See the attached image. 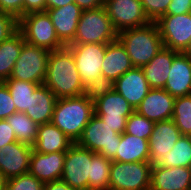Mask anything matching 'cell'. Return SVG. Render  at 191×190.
I'll list each match as a JSON object with an SVG mask.
<instances>
[{
  "mask_svg": "<svg viewBox=\"0 0 191 190\" xmlns=\"http://www.w3.org/2000/svg\"><path fill=\"white\" fill-rule=\"evenodd\" d=\"M44 85L57 99L84 94V84L68 46L50 52Z\"/></svg>",
  "mask_w": 191,
  "mask_h": 190,
  "instance_id": "cell-1",
  "label": "cell"
},
{
  "mask_svg": "<svg viewBox=\"0 0 191 190\" xmlns=\"http://www.w3.org/2000/svg\"><path fill=\"white\" fill-rule=\"evenodd\" d=\"M93 115L94 102L83 94L57 99L51 122L76 143Z\"/></svg>",
  "mask_w": 191,
  "mask_h": 190,
  "instance_id": "cell-2",
  "label": "cell"
},
{
  "mask_svg": "<svg viewBox=\"0 0 191 190\" xmlns=\"http://www.w3.org/2000/svg\"><path fill=\"white\" fill-rule=\"evenodd\" d=\"M117 38L125 47L134 67L145 66L163 47L162 38L155 22L126 29L118 33Z\"/></svg>",
  "mask_w": 191,
  "mask_h": 190,
  "instance_id": "cell-3",
  "label": "cell"
},
{
  "mask_svg": "<svg viewBox=\"0 0 191 190\" xmlns=\"http://www.w3.org/2000/svg\"><path fill=\"white\" fill-rule=\"evenodd\" d=\"M105 7L83 10L76 35L70 44L109 43L117 39Z\"/></svg>",
  "mask_w": 191,
  "mask_h": 190,
  "instance_id": "cell-4",
  "label": "cell"
},
{
  "mask_svg": "<svg viewBox=\"0 0 191 190\" xmlns=\"http://www.w3.org/2000/svg\"><path fill=\"white\" fill-rule=\"evenodd\" d=\"M18 30L25 42L54 51L65 45L59 40L53 23L45 12H32L18 20Z\"/></svg>",
  "mask_w": 191,
  "mask_h": 190,
  "instance_id": "cell-5",
  "label": "cell"
},
{
  "mask_svg": "<svg viewBox=\"0 0 191 190\" xmlns=\"http://www.w3.org/2000/svg\"><path fill=\"white\" fill-rule=\"evenodd\" d=\"M120 140L121 134L113 131V128L94 114L76 143L92 152L101 154L107 159L113 160L116 157Z\"/></svg>",
  "mask_w": 191,
  "mask_h": 190,
  "instance_id": "cell-6",
  "label": "cell"
},
{
  "mask_svg": "<svg viewBox=\"0 0 191 190\" xmlns=\"http://www.w3.org/2000/svg\"><path fill=\"white\" fill-rule=\"evenodd\" d=\"M50 52L46 48L24 42L10 78L44 84Z\"/></svg>",
  "mask_w": 191,
  "mask_h": 190,
  "instance_id": "cell-7",
  "label": "cell"
},
{
  "mask_svg": "<svg viewBox=\"0 0 191 190\" xmlns=\"http://www.w3.org/2000/svg\"><path fill=\"white\" fill-rule=\"evenodd\" d=\"M149 161L123 163L112 161L109 190H147L151 182Z\"/></svg>",
  "mask_w": 191,
  "mask_h": 190,
  "instance_id": "cell-8",
  "label": "cell"
},
{
  "mask_svg": "<svg viewBox=\"0 0 191 190\" xmlns=\"http://www.w3.org/2000/svg\"><path fill=\"white\" fill-rule=\"evenodd\" d=\"M163 47L177 52L191 51V13L161 16L156 22Z\"/></svg>",
  "mask_w": 191,
  "mask_h": 190,
  "instance_id": "cell-9",
  "label": "cell"
},
{
  "mask_svg": "<svg viewBox=\"0 0 191 190\" xmlns=\"http://www.w3.org/2000/svg\"><path fill=\"white\" fill-rule=\"evenodd\" d=\"M95 152L73 143L65 152L61 180L77 190H88V176Z\"/></svg>",
  "mask_w": 191,
  "mask_h": 190,
  "instance_id": "cell-10",
  "label": "cell"
},
{
  "mask_svg": "<svg viewBox=\"0 0 191 190\" xmlns=\"http://www.w3.org/2000/svg\"><path fill=\"white\" fill-rule=\"evenodd\" d=\"M134 111L129 102L115 90L94 101V114L118 134L125 132L127 118Z\"/></svg>",
  "mask_w": 191,
  "mask_h": 190,
  "instance_id": "cell-11",
  "label": "cell"
},
{
  "mask_svg": "<svg viewBox=\"0 0 191 190\" xmlns=\"http://www.w3.org/2000/svg\"><path fill=\"white\" fill-rule=\"evenodd\" d=\"M105 8L117 33L151 23L141 0H105Z\"/></svg>",
  "mask_w": 191,
  "mask_h": 190,
  "instance_id": "cell-12",
  "label": "cell"
},
{
  "mask_svg": "<svg viewBox=\"0 0 191 190\" xmlns=\"http://www.w3.org/2000/svg\"><path fill=\"white\" fill-rule=\"evenodd\" d=\"M76 63L84 87L102 75V61L107 43L69 44L67 45Z\"/></svg>",
  "mask_w": 191,
  "mask_h": 190,
  "instance_id": "cell-13",
  "label": "cell"
},
{
  "mask_svg": "<svg viewBox=\"0 0 191 190\" xmlns=\"http://www.w3.org/2000/svg\"><path fill=\"white\" fill-rule=\"evenodd\" d=\"M181 135L172 119L155 122L149 139V163L151 168L164 167V156L172 149Z\"/></svg>",
  "mask_w": 191,
  "mask_h": 190,
  "instance_id": "cell-14",
  "label": "cell"
},
{
  "mask_svg": "<svg viewBox=\"0 0 191 190\" xmlns=\"http://www.w3.org/2000/svg\"><path fill=\"white\" fill-rule=\"evenodd\" d=\"M32 151L31 145L18 141L5 145L0 149V171L7 179L29 173Z\"/></svg>",
  "mask_w": 191,
  "mask_h": 190,
  "instance_id": "cell-15",
  "label": "cell"
},
{
  "mask_svg": "<svg viewBox=\"0 0 191 190\" xmlns=\"http://www.w3.org/2000/svg\"><path fill=\"white\" fill-rule=\"evenodd\" d=\"M175 97L165 89L151 88L135 111L150 121L160 122L172 119Z\"/></svg>",
  "mask_w": 191,
  "mask_h": 190,
  "instance_id": "cell-16",
  "label": "cell"
},
{
  "mask_svg": "<svg viewBox=\"0 0 191 190\" xmlns=\"http://www.w3.org/2000/svg\"><path fill=\"white\" fill-rule=\"evenodd\" d=\"M65 152L40 153L33 149L29 173L43 183L60 180L64 170Z\"/></svg>",
  "mask_w": 191,
  "mask_h": 190,
  "instance_id": "cell-17",
  "label": "cell"
},
{
  "mask_svg": "<svg viewBox=\"0 0 191 190\" xmlns=\"http://www.w3.org/2000/svg\"><path fill=\"white\" fill-rule=\"evenodd\" d=\"M82 11L75 2L64 5L63 7L46 9L59 40L65 46L69 45L76 35L77 25Z\"/></svg>",
  "mask_w": 191,
  "mask_h": 190,
  "instance_id": "cell-18",
  "label": "cell"
},
{
  "mask_svg": "<svg viewBox=\"0 0 191 190\" xmlns=\"http://www.w3.org/2000/svg\"><path fill=\"white\" fill-rule=\"evenodd\" d=\"M142 68L133 67L115 81L114 90L136 109L150 91Z\"/></svg>",
  "mask_w": 191,
  "mask_h": 190,
  "instance_id": "cell-19",
  "label": "cell"
},
{
  "mask_svg": "<svg viewBox=\"0 0 191 190\" xmlns=\"http://www.w3.org/2000/svg\"><path fill=\"white\" fill-rule=\"evenodd\" d=\"M164 89L173 97L191 95V57L179 52L173 59Z\"/></svg>",
  "mask_w": 191,
  "mask_h": 190,
  "instance_id": "cell-20",
  "label": "cell"
},
{
  "mask_svg": "<svg viewBox=\"0 0 191 190\" xmlns=\"http://www.w3.org/2000/svg\"><path fill=\"white\" fill-rule=\"evenodd\" d=\"M150 188H152L153 190H190L191 168H152Z\"/></svg>",
  "mask_w": 191,
  "mask_h": 190,
  "instance_id": "cell-21",
  "label": "cell"
},
{
  "mask_svg": "<svg viewBox=\"0 0 191 190\" xmlns=\"http://www.w3.org/2000/svg\"><path fill=\"white\" fill-rule=\"evenodd\" d=\"M56 102L55 94L44 84L39 85L30 94L29 107L24 113L38 125L50 123Z\"/></svg>",
  "mask_w": 191,
  "mask_h": 190,
  "instance_id": "cell-22",
  "label": "cell"
},
{
  "mask_svg": "<svg viewBox=\"0 0 191 190\" xmlns=\"http://www.w3.org/2000/svg\"><path fill=\"white\" fill-rule=\"evenodd\" d=\"M179 52L162 47L160 51L142 67L150 88L164 89L174 57Z\"/></svg>",
  "mask_w": 191,
  "mask_h": 190,
  "instance_id": "cell-23",
  "label": "cell"
},
{
  "mask_svg": "<svg viewBox=\"0 0 191 190\" xmlns=\"http://www.w3.org/2000/svg\"><path fill=\"white\" fill-rule=\"evenodd\" d=\"M133 67L125 47L118 38L107 43L106 53L101 68L103 76L116 81L126 71Z\"/></svg>",
  "mask_w": 191,
  "mask_h": 190,
  "instance_id": "cell-24",
  "label": "cell"
},
{
  "mask_svg": "<svg viewBox=\"0 0 191 190\" xmlns=\"http://www.w3.org/2000/svg\"><path fill=\"white\" fill-rule=\"evenodd\" d=\"M74 142L52 122L38 127L33 149L40 153L66 152Z\"/></svg>",
  "mask_w": 191,
  "mask_h": 190,
  "instance_id": "cell-25",
  "label": "cell"
},
{
  "mask_svg": "<svg viewBox=\"0 0 191 190\" xmlns=\"http://www.w3.org/2000/svg\"><path fill=\"white\" fill-rule=\"evenodd\" d=\"M112 161L123 163L149 161V140L124 132L121 134L116 157Z\"/></svg>",
  "mask_w": 191,
  "mask_h": 190,
  "instance_id": "cell-26",
  "label": "cell"
},
{
  "mask_svg": "<svg viewBox=\"0 0 191 190\" xmlns=\"http://www.w3.org/2000/svg\"><path fill=\"white\" fill-rule=\"evenodd\" d=\"M24 42V37L18 30L8 40L0 43V82L10 78Z\"/></svg>",
  "mask_w": 191,
  "mask_h": 190,
  "instance_id": "cell-27",
  "label": "cell"
},
{
  "mask_svg": "<svg viewBox=\"0 0 191 190\" xmlns=\"http://www.w3.org/2000/svg\"><path fill=\"white\" fill-rule=\"evenodd\" d=\"M15 132L18 142L33 146L37 138L39 125L32 121L24 112H15L6 118Z\"/></svg>",
  "mask_w": 191,
  "mask_h": 190,
  "instance_id": "cell-28",
  "label": "cell"
},
{
  "mask_svg": "<svg viewBox=\"0 0 191 190\" xmlns=\"http://www.w3.org/2000/svg\"><path fill=\"white\" fill-rule=\"evenodd\" d=\"M112 160L95 153L91 160L88 190H109L110 165Z\"/></svg>",
  "mask_w": 191,
  "mask_h": 190,
  "instance_id": "cell-29",
  "label": "cell"
},
{
  "mask_svg": "<svg viewBox=\"0 0 191 190\" xmlns=\"http://www.w3.org/2000/svg\"><path fill=\"white\" fill-rule=\"evenodd\" d=\"M164 157V167L191 168V136L181 135Z\"/></svg>",
  "mask_w": 191,
  "mask_h": 190,
  "instance_id": "cell-30",
  "label": "cell"
},
{
  "mask_svg": "<svg viewBox=\"0 0 191 190\" xmlns=\"http://www.w3.org/2000/svg\"><path fill=\"white\" fill-rule=\"evenodd\" d=\"M7 86L17 112H25L29 107L30 94L39 86V84L8 78L3 81Z\"/></svg>",
  "mask_w": 191,
  "mask_h": 190,
  "instance_id": "cell-31",
  "label": "cell"
},
{
  "mask_svg": "<svg viewBox=\"0 0 191 190\" xmlns=\"http://www.w3.org/2000/svg\"><path fill=\"white\" fill-rule=\"evenodd\" d=\"M172 120L182 135L191 136V95L175 97Z\"/></svg>",
  "mask_w": 191,
  "mask_h": 190,
  "instance_id": "cell-32",
  "label": "cell"
},
{
  "mask_svg": "<svg viewBox=\"0 0 191 190\" xmlns=\"http://www.w3.org/2000/svg\"><path fill=\"white\" fill-rule=\"evenodd\" d=\"M155 122L134 111L126 121L125 133L143 139H150Z\"/></svg>",
  "mask_w": 191,
  "mask_h": 190,
  "instance_id": "cell-33",
  "label": "cell"
},
{
  "mask_svg": "<svg viewBox=\"0 0 191 190\" xmlns=\"http://www.w3.org/2000/svg\"><path fill=\"white\" fill-rule=\"evenodd\" d=\"M114 85L115 81L101 75L84 87V95L94 102L99 97L114 91Z\"/></svg>",
  "mask_w": 191,
  "mask_h": 190,
  "instance_id": "cell-34",
  "label": "cell"
},
{
  "mask_svg": "<svg viewBox=\"0 0 191 190\" xmlns=\"http://www.w3.org/2000/svg\"><path fill=\"white\" fill-rule=\"evenodd\" d=\"M6 190H44V183L26 173L7 179Z\"/></svg>",
  "mask_w": 191,
  "mask_h": 190,
  "instance_id": "cell-35",
  "label": "cell"
},
{
  "mask_svg": "<svg viewBox=\"0 0 191 190\" xmlns=\"http://www.w3.org/2000/svg\"><path fill=\"white\" fill-rule=\"evenodd\" d=\"M171 0H141L143 9L151 22H156L165 15Z\"/></svg>",
  "mask_w": 191,
  "mask_h": 190,
  "instance_id": "cell-36",
  "label": "cell"
},
{
  "mask_svg": "<svg viewBox=\"0 0 191 190\" xmlns=\"http://www.w3.org/2000/svg\"><path fill=\"white\" fill-rule=\"evenodd\" d=\"M18 31V19L12 14L0 12V43Z\"/></svg>",
  "mask_w": 191,
  "mask_h": 190,
  "instance_id": "cell-37",
  "label": "cell"
},
{
  "mask_svg": "<svg viewBox=\"0 0 191 190\" xmlns=\"http://www.w3.org/2000/svg\"><path fill=\"white\" fill-rule=\"evenodd\" d=\"M17 112L11 94L7 86L0 82V120H4Z\"/></svg>",
  "mask_w": 191,
  "mask_h": 190,
  "instance_id": "cell-38",
  "label": "cell"
},
{
  "mask_svg": "<svg viewBox=\"0 0 191 190\" xmlns=\"http://www.w3.org/2000/svg\"><path fill=\"white\" fill-rule=\"evenodd\" d=\"M24 0H0V12L15 16L18 20L23 16Z\"/></svg>",
  "mask_w": 191,
  "mask_h": 190,
  "instance_id": "cell-39",
  "label": "cell"
},
{
  "mask_svg": "<svg viewBox=\"0 0 191 190\" xmlns=\"http://www.w3.org/2000/svg\"><path fill=\"white\" fill-rule=\"evenodd\" d=\"M15 141L17 139L14 130L11 128V124L6 119L0 120V149Z\"/></svg>",
  "mask_w": 191,
  "mask_h": 190,
  "instance_id": "cell-40",
  "label": "cell"
},
{
  "mask_svg": "<svg viewBox=\"0 0 191 190\" xmlns=\"http://www.w3.org/2000/svg\"><path fill=\"white\" fill-rule=\"evenodd\" d=\"M191 13V0H171L166 14L179 15Z\"/></svg>",
  "mask_w": 191,
  "mask_h": 190,
  "instance_id": "cell-41",
  "label": "cell"
},
{
  "mask_svg": "<svg viewBox=\"0 0 191 190\" xmlns=\"http://www.w3.org/2000/svg\"><path fill=\"white\" fill-rule=\"evenodd\" d=\"M46 0H24L23 1V15L32 12H45Z\"/></svg>",
  "mask_w": 191,
  "mask_h": 190,
  "instance_id": "cell-42",
  "label": "cell"
},
{
  "mask_svg": "<svg viewBox=\"0 0 191 190\" xmlns=\"http://www.w3.org/2000/svg\"><path fill=\"white\" fill-rule=\"evenodd\" d=\"M82 10L105 7V0H74Z\"/></svg>",
  "mask_w": 191,
  "mask_h": 190,
  "instance_id": "cell-43",
  "label": "cell"
},
{
  "mask_svg": "<svg viewBox=\"0 0 191 190\" xmlns=\"http://www.w3.org/2000/svg\"><path fill=\"white\" fill-rule=\"evenodd\" d=\"M44 190H77V189L72 188L66 182L60 179L44 183Z\"/></svg>",
  "mask_w": 191,
  "mask_h": 190,
  "instance_id": "cell-44",
  "label": "cell"
},
{
  "mask_svg": "<svg viewBox=\"0 0 191 190\" xmlns=\"http://www.w3.org/2000/svg\"><path fill=\"white\" fill-rule=\"evenodd\" d=\"M72 2H74V0H46V9L63 7Z\"/></svg>",
  "mask_w": 191,
  "mask_h": 190,
  "instance_id": "cell-45",
  "label": "cell"
},
{
  "mask_svg": "<svg viewBox=\"0 0 191 190\" xmlns=\"http://www.w3.org/2000/svg\"><path fill=\"white\" fill-rule=\"evenodd\" d=\"M7 178L0 171V190H6Z\"/></svg>",
  "mask_w": 191,
  "mask_h": 190,
  "instance_id": "cell-46",
  "label": "cell"
}]
</instances>
